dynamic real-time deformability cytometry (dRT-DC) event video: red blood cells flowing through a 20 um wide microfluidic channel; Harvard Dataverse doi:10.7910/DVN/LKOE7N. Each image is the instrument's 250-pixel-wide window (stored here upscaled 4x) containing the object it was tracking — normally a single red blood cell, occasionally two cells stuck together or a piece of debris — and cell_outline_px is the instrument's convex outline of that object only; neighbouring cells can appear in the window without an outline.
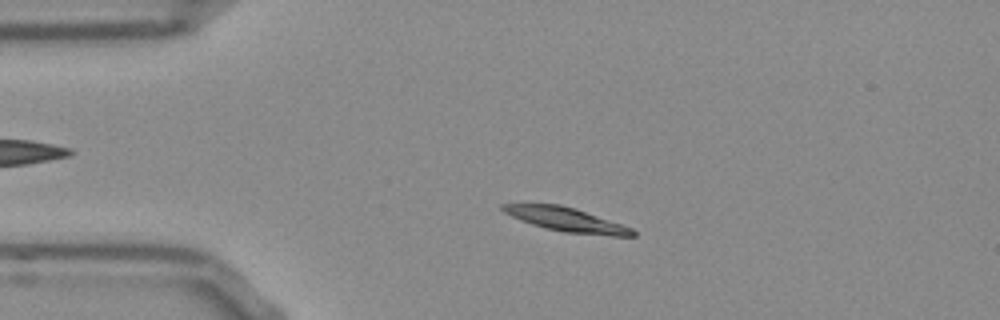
{"species": "Egyptian fruit bat (a non-hibernating species)", "species_latin": "Rousettus aegyptiacus", "temperature_condition": "room temperature", "stored_images_in_passage": 52, "camera_frame_rate_fps": 3000, "um_per_image_px": 0.085, "frame": {"image": 1, "passage_image": 10, "time_ms": 3.0, "image_size_px": [1000, 320], "cell_outline_px": [[636, 236], [612, 236], [564, 232], [544, 228], [520, 220], [504, 212], [500, 208], [500, 204], [560, 204], [576, 208], [632, 228], [636, 232]], "centroid_in_image_um": [48.14, 18.66], "position_along_channel_um": 36.9, "area_um2": 18.09}}
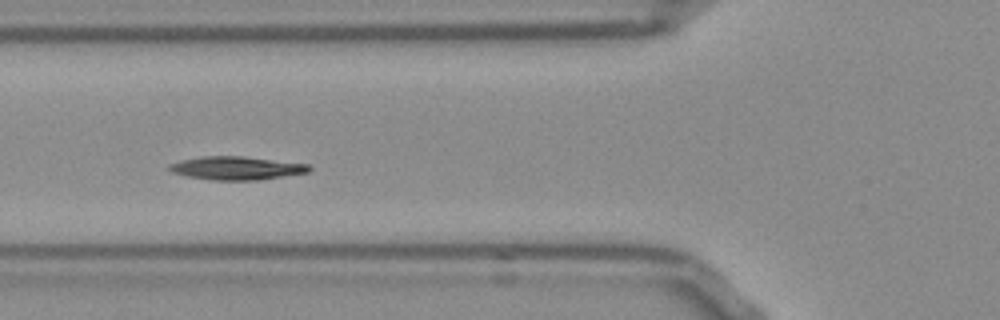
{"frame": {"image": 2, "passage_image": 18, "time_ms": 5.667, "image_size_px": [1000, 320], "cell_outline_px": [[312, 168], [308, 172], [260, 180], [212, 180], [188, 176], [172, 172], [168, 168], [168, 164], [180, 160], [204, 156], [244, 156], [308, 164]], "centroid_in_image_um": [20.09, 14.28], "position_along_channel_um": 105.7, "area_um2": 18.96}}
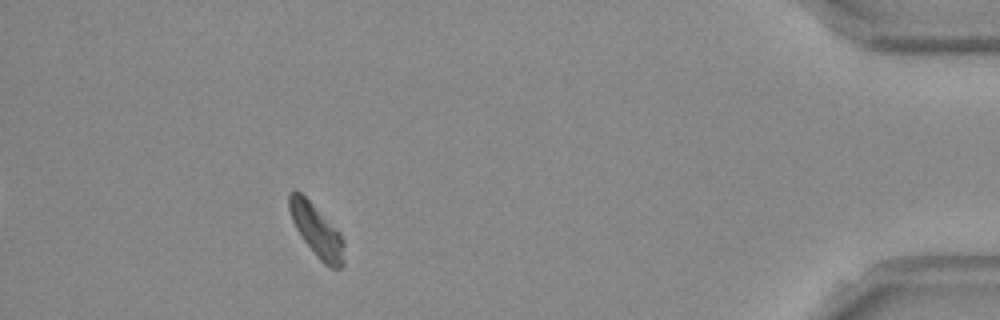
{"frame": {"image": 3, "passage_image": 47, "time_ms": 15.333, "image_size_px": [1000, 320], "cell_outline_px": [[344, 264], [340, 268], [332, 268], [324, 264], [316, 256], [300, 236], [292, 220], [288, 208], [288, 192], [292, 188], [296, 188], [340, 232], [344, 240]], "centroid_in_image_um": [26.89, 19.59], "position_along_channel_um": 408.3, "area_um2": 16.88}, "authors_computed_cell_mechanics": {"area_um2": 18.0336, "velocity_mm_per_s": 3.7447, "shape_relaxation_time_tau1_ms": 3.9992, "shape_relaxation_time_tau2_ms": null, "deformation_change_tau1": 0.0993, "deformation_change_tau2": null}}